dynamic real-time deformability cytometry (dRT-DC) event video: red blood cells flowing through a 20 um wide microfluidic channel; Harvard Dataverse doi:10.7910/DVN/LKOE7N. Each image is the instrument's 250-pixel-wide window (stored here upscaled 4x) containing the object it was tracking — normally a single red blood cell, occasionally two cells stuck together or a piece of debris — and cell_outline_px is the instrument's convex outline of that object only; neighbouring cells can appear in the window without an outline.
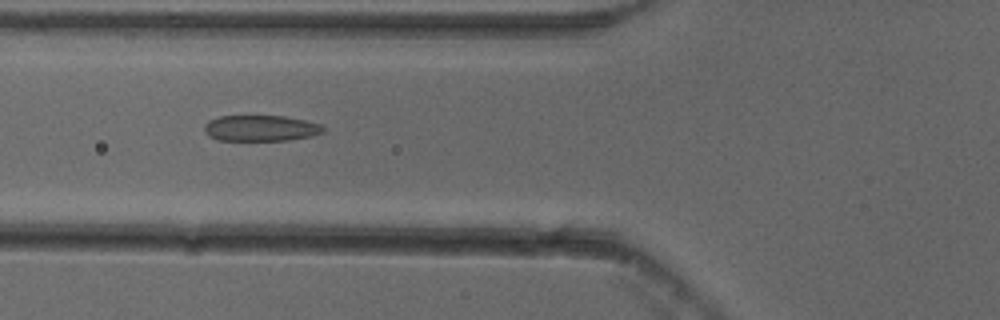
{"species": "common noctule bat (a hibernating species)", "species_latin": "Nyctalus noctula", "temperature_condition": "cold", "stored_images_in_passage": 54, "camera_frame_rate_fps": 3000, "um_per_image_px": 0.085, "animal": {"sex": "female"}, "frame": {"image": 1, "passage_image": 21, "time_ms": 6.667, "image_size_px": [1000, 320], "cell_outline_px": [[324, 132], [312, 136], [288, 140], [216, 140], [208, 136], [204, 132], [204, 124], [208, 120], [220, 116], [284, 116], [304, 120], [320, 124], [324, 128]], "centroid_in_image_um": [22.12, 10.9], "position_along_channel_um": 103.7, "area_um2": 18.03}}
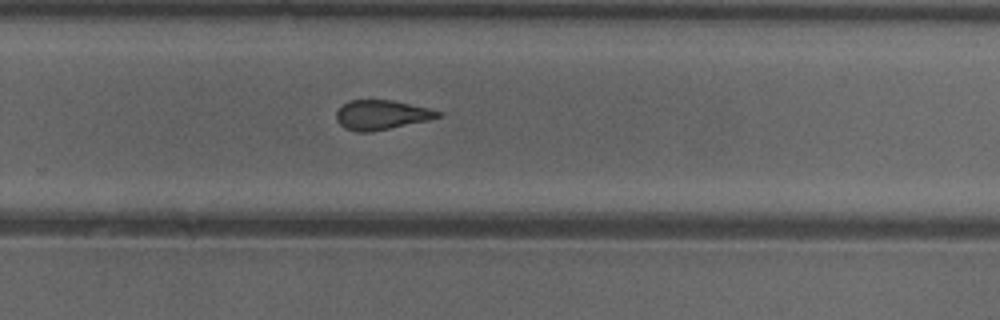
{"frame": {"image": 2, "passage_image": 36, "time_ms": 11.667, "image_size_px": [1000, 320], "cell_outline_px": [[444, 116], [428, 120], [372, 132], [356, 132], [344, 128], [336, 120], [336, 112], [348, 100], [392, 100], [428, 108], [444, 112]], "centroid_in_image_um": [32.44, 9.77], "position_along_channel_um": 297.4, "area_um2": 17.57}}
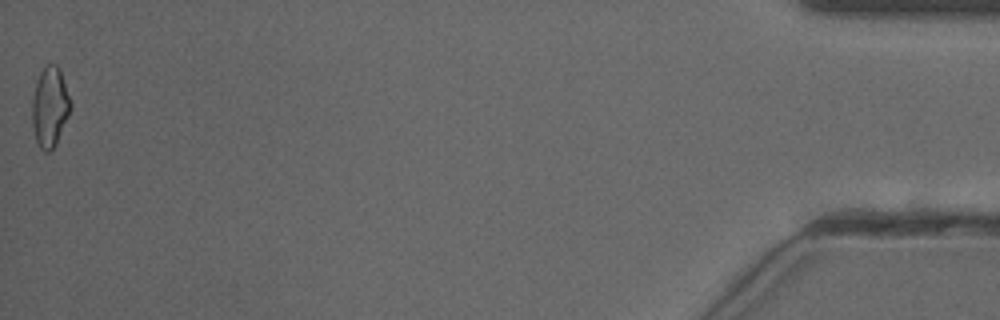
{"frame": {"image": 3, "passage_image": 54, "time_ms": 17.667, "image_size_px": [1000, 320], "cell_outline_px": [[72, 108], [56, 144], [48, 152], [44, 152], [40, 148], [36, 140], [32, 124], [32, 100], [36, 84], [40, 72], [44, 64], [56, 64], [60, 68], [72, 104]], "centroid_in_image_um": [4.25, 9.07], "position_along_channel_um": 430.9, "area_um2": 18.03}, "authors_computed_cell_mechanics": {"area_um2": 18.4093, "velocity_mm_per_s": 3.8666, "shape_relaxation_time_tau1_ms": null, "shape_relaxation_time_tau2_ms": 2.3618, "deformation_change_tau1": null, "deformation_change_tau2": 0.0963}}